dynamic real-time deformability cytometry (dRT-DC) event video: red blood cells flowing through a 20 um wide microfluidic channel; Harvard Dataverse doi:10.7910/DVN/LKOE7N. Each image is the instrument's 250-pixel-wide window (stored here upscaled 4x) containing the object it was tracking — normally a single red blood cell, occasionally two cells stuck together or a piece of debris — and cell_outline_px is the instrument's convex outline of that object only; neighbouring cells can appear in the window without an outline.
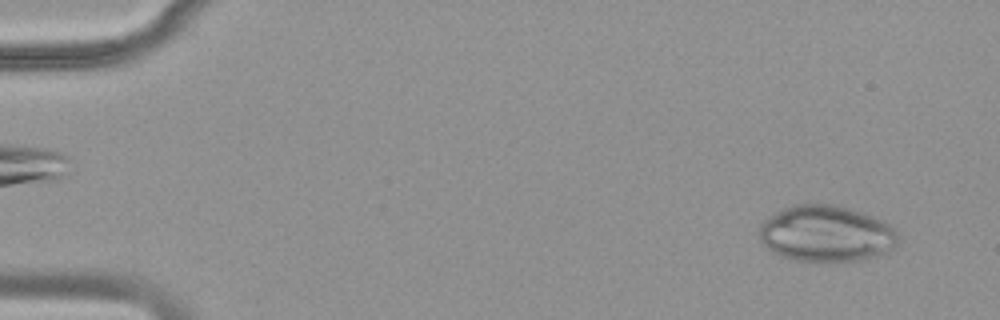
{"species": "common noctule bat (a hibernating species)", "species_latin": "Nyctalus noctula", "temperature_condition": "warm", "stored_images_in_passage": 51, "camera_frame_rate_fps": 3000, "um_per_image_px": 0.085, "animal": {"sex": "female", "body_mass_g": 18.4}, "frame": {"image": 1, "passage_image": 4, "time_ms": 1.0, "image_size_px": [1000, 320], "cell_outline_px": [[900, 240], [896, 248], [888, 252], [856, 260], [796, 260], [772, 252], [760, 240], [760, 224], [768, 216], [784, 208], [796, 204], [840, 204], [872, 216], [896, 228]], "centroid_in_image_um": [70.26, 19.83], "position_along_channel_um": 14.7, "area_um2": 45.37}}
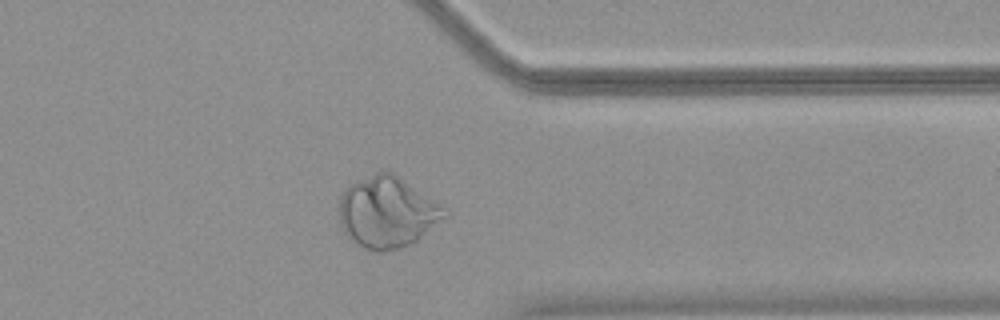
{"frame": {"image": 2, "passage_image": 41, "time_ms": 13.333, "image_size_px": [1000, 320], "cell_outline_px": [[448, 216], [412, 244], [384, 252], [376, 252], [352, 244], [344, 232], [340, 224], [340, 196], [344, 188], [376, 172], [392, 172], [448, 212]], "centroid_in_image_um": [32.86, 18.09], "position_along_channel_um": 378.5, "area_um2": 43.18}}
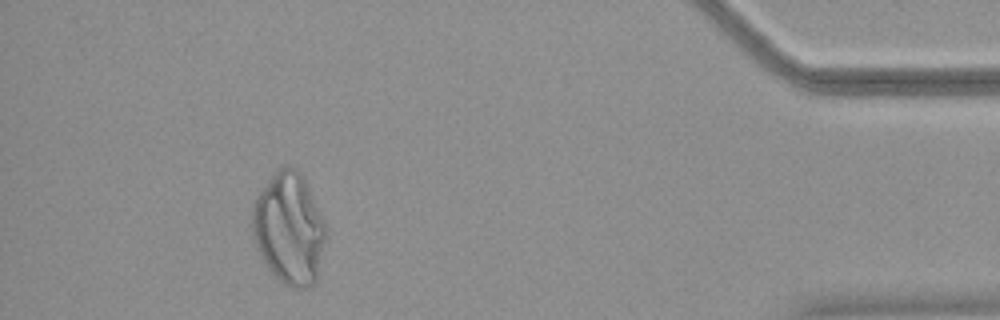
{"frame": {"image": 3, "passage_image": 47, "time_ms": 15.333, "image_size_px": [1000, 320], "cell_outline_px": [[328, 236], [316, 280], [312, 288], [292, 288], [284, 284], [268, 268], [256, 244], [252, 232], [252, 204], [256, 196], [268, 180], [284, 164], [296, 168], [300, 172], [328, 224]], "centroid_in_image_um": [24.62, 19.43], "position_along_channel_um": 410.6, "area_um2": 48.38}}